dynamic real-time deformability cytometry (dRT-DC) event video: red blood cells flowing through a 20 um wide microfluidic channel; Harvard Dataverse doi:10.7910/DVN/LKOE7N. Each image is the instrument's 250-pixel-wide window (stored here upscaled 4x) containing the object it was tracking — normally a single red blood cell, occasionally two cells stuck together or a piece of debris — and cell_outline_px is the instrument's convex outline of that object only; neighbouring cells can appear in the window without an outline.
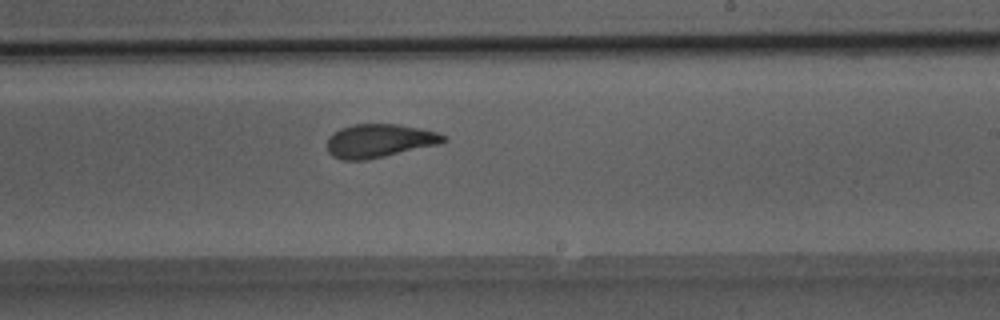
{"species": "Egyptian fruit bat (a non-hibernating species)", "species_latin": "Rousettus aegyptiacus", "temperature_condition": "room temperature", "stored_images_in_passage": 46, "camera_frame_rate_fps": 3000, "um_per_image_px": 0.085, "animal": {"sex": "male"}, "frame": {"image": 1, "passage_image": 26, "time_ms": 8.333, "image_size_px": [1000, 320], "cell_outline_px": [[448, 140], [440, 144], [368, 160], [340, 160], [332, 156], [328, 152], [328, 136], [332, 132], [340, 128], [352, 124], [396, 124], [420, 128], [436, 132], [448, 136]], "centroid_in_image_um": [32.24, 11.97], "position_along_channel_um": 256.8, "area_um2": 23.0}}
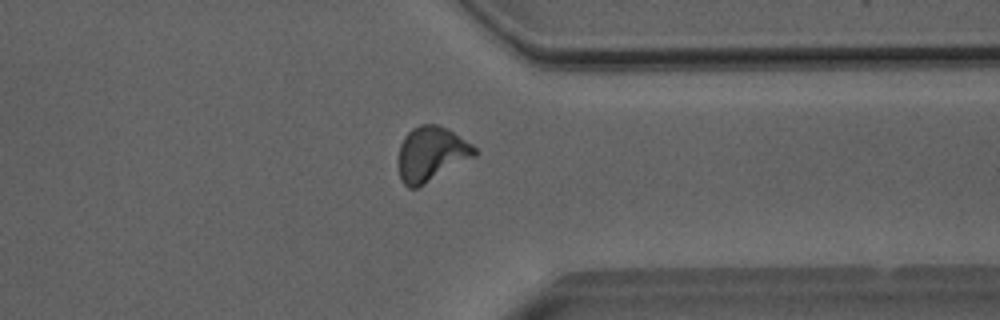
{"frame": {"image": 2, "passage_image": 35, "time_ms": 11.333, "image_size_px": [1000, 320], "cell_outline_px": [[476, 156], [416, 188], [408, 188], [404, 184], [400, 176], [396, 160], [400, 144], [404, 136], [412, 128], [420, 124], [436, 124], [448, 128], [472, 144], [476, 148]], "centroid_in_image_um": [36.62, 13.07], "position_along_channel_um": 374.8, "area_um2": 24.45}}
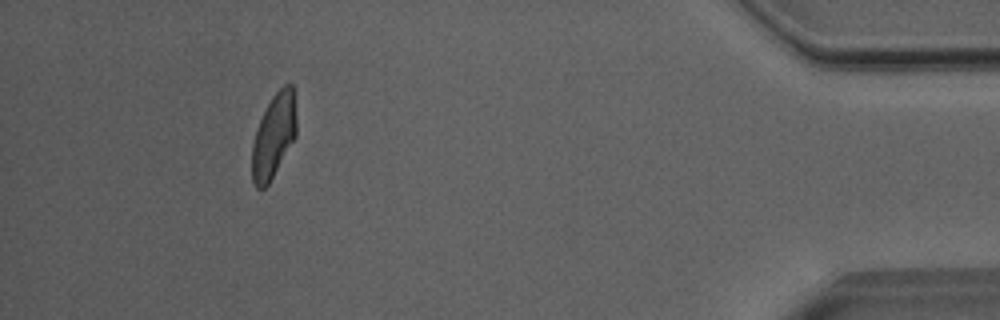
{"frame": {"image": 3, "passage_image": 42, "time_ms": 13.667, "image_size_px": [1000, 320], "cell_outline_px": [[296, 136], [268, 184], [264, 188], [256, 188], [252, 180], [252, 144], [256, 128], [272, 96], [284, 84], [292, 84], [296, 120]], "centroid_in_image_um": [23.25, 11.55], "position_along_channel_um": 411.9, "area_um2": 21.44}, "authors_computed_cell_mechanics": {"area_um2": 23.3512, "velocity_mm_per_s": 4.0281, "shape_relaxation_time_tau1_ms": 6.8806, "shape_relaxation_time_tau2_ms": 1.6782, "deformation_change_tau1": 0.2142, "deformation_change_tau2": 0.0885}}